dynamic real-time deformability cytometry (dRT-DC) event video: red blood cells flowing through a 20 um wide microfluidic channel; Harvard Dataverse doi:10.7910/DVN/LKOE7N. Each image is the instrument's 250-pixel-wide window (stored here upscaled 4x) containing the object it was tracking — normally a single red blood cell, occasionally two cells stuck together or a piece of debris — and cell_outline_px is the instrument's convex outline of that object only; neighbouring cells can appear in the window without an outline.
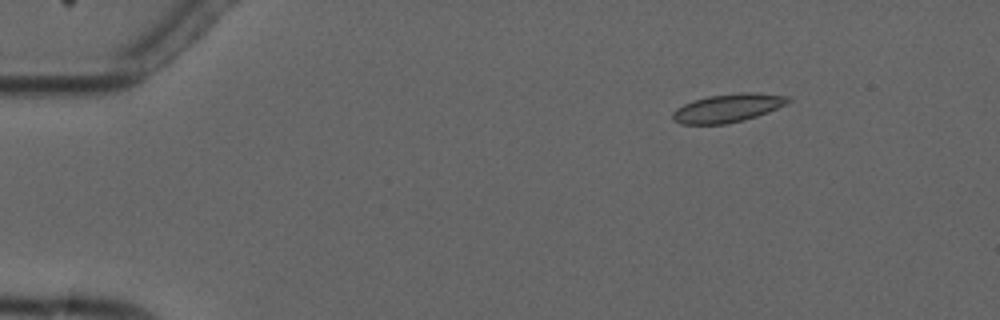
{"species": "common noctule bat (a hibernating species)", "species_latin": "Nyctalus noctula", "temperature_condition": "cold", "stored_images_in_passage": 6, "camera_frame_rate_fps": 3000, "um_per_image_px": 0.085, "animal": {"sex": "male", "forearm_length_mm": 52.5}, "frame": {"image": 1, "passage_image": 2, "time_ms": 1.333, "image_size_px": [1000, 320], "cell_outline_px": [[792, 100], [768, 112], [744, 120], [724, 124], [680, 124], [672, 120], [672, 112], [676, 108], [684, 104], [708, 96], [740, 92], [756, 92], [792, 96]], "centroid_in_image_um": [61.87, 9.17], "position_along_channel_um": 23.1, "area_um2": 19.13}}
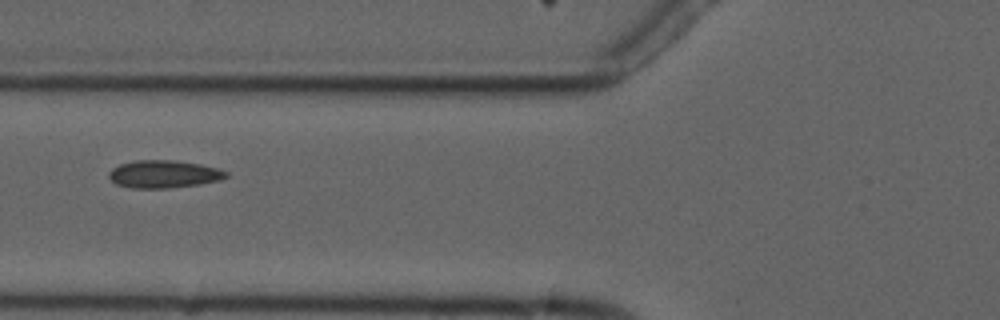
{"frame": {"image": 2, "passage_image": 6, "time_ms": 6.0, "image_size_px": [1000, 320], "cell_outline_px": [[228, 176], [220, 180], [200, 184], [168, 188], [132, 188], [116, 184], [108, 176], [108, 172], [112, 168], [120, 164], [136, 160], [172, 160], [200, 164], [220, 168], [228, 172]], "centroid_in_image_um": [13.93, 14.8], "position_along_channel_um": 111.9, "area_um2": 18.96}}